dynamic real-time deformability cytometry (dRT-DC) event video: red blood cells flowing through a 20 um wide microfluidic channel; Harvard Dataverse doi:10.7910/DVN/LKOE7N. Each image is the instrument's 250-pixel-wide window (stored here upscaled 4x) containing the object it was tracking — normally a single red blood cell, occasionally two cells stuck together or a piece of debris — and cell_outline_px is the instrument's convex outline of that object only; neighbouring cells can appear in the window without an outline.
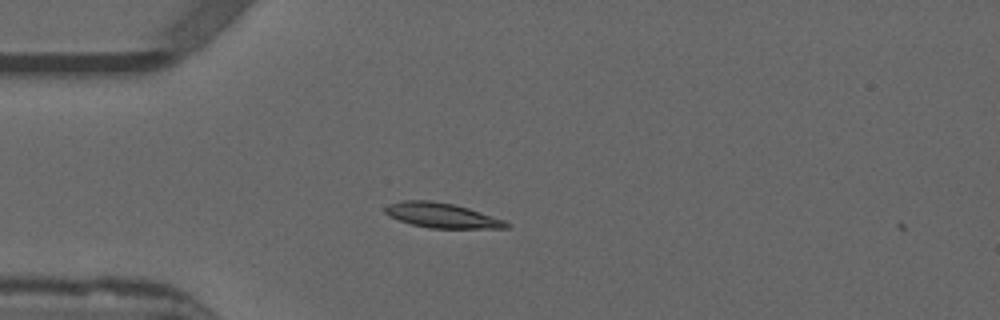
{"species": "common noctule bat (a hibernating species)", "species_latin": "Nyctalus noctula", "temperature_condition": "warm", "stored_images_in_passage": 2, "camera_frame_rate_fps": 3000, "um_per_image_px": 0.085, "animal": {"sex": "male", "forearm_length_mm": 52.5}, "frame": {"image": 1, "passage_image": 1, "time_ms": 0.0, "image_size_px": [1000, 320], "cell_outline_px": [[512, 224], [508, 228], [428, 228], [412, 224], [388, 216], [384, 212], [384, 208], [388, 204], [404, 200], [428, 200], [452, 204], [468, 208], [504, 220]], "centroid_in_image_um": [37.54, 18.31], "position_along_channel_um": 47.5, "area_um2": 17.46}}